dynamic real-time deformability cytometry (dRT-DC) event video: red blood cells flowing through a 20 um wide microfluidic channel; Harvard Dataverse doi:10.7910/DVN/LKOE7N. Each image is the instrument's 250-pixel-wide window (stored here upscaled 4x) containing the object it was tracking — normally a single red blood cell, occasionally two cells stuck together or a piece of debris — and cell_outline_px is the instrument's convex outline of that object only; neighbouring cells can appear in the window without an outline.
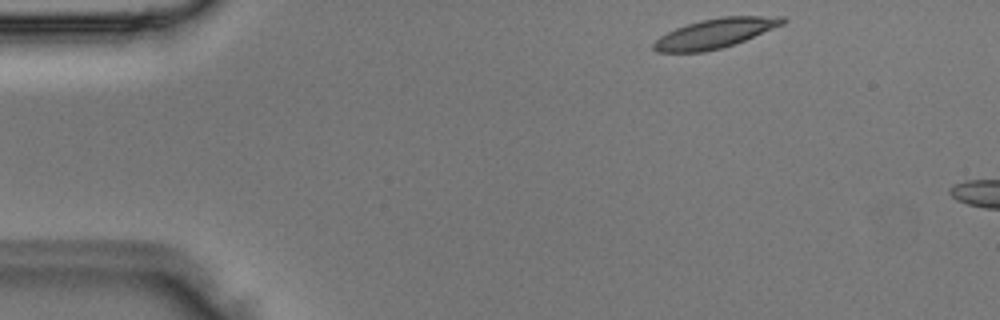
{"species": "Egyptian fruit bat (a non-hibernating species)", "species_latin": "Rousettus aegyptiacus", "temperature_condition": "room temperature", "stored_images_in_passage": 2, "camera_frame_rate_fps": 3000, "um_per_image_px": 0.085, "animal": {"sex": "male"}, "frame": {"image": 1, "passage_image": 1, "time_ms": 0.0, "image_size_px": [1000, 320], "cell_outline_px": [[788, 20], [784, 24], [744, 40], [720, 48], [704, 52], [656, 52], [652, 48], [652, 44], [660, 36], [676, 28], [700, 20], [720, 16], [784, 16]], "centroid_in_image_um": [60.79, 2.82], "position_along_channel_um": 24.2, "area_um2": 22.08}}